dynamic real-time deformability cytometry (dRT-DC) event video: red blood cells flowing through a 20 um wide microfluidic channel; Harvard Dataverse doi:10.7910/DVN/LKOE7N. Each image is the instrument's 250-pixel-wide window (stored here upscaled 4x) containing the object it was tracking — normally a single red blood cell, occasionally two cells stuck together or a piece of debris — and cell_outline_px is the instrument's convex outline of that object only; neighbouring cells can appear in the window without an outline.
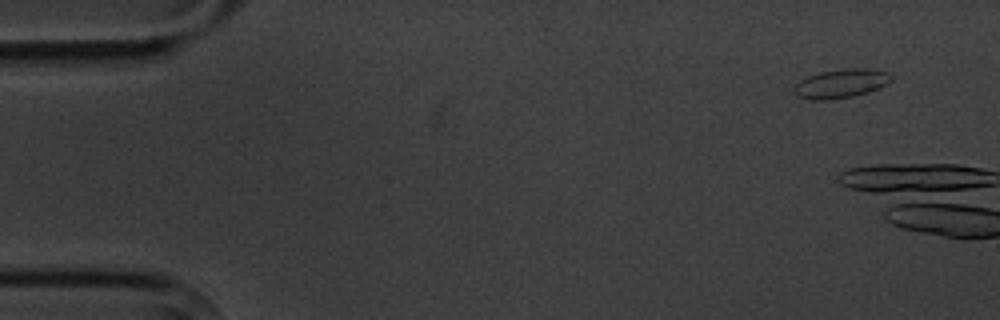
{"species": "common noctule bat (a hibernating species)", "species_latin": "Nyctalus noctula", "temperature_condition": "cold", "stored_images_in_passage": 3, "camera_frame_rate_fps": 3000, "um_per_image_px": 0.085, "animal": {"sex": "male", "body_mass_g": 20.1, "forearm_length_mm": 53.5}, "frame": {"image": 1, "passage_image": 1, "time_ms": 0.0, "image_size_px": [1000, 320], "cell_outline_px": [[892, 80], [888, 84], [880, 88], [868, 92], [852, 96], [828, 100], [812, 100], [796, 96], [792, 92], [792, 88], [800, 80], [808, 76], [820, 72], [844, 68], [872, 68], [888, 72], [892, 76]], "centroid_in_image_um": [71.49, 7.09], "position_along_channel_um": 13.5, "area_um2": 16.7}}